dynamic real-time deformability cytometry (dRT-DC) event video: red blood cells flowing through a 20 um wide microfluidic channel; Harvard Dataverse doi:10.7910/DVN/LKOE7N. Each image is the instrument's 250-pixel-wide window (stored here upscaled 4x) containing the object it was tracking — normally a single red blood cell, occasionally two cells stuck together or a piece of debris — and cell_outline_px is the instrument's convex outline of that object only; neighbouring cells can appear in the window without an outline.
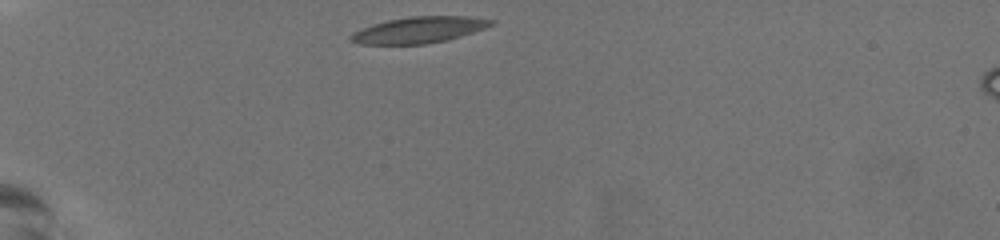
{"species": "common noctule bat (a hibernating species)", "species_latin": "Nyctalus noctula", "temperature_condition": "warm", "stored_images_in_passage": 32, "camera_frame_rate_fps": 3000, "um_per_image_px": 0.085, "animal": {"sex": "female", "body_mass_g": 19.5, "forearm_length_mm": 54.1}, "frame": {"image": 1, "passage_image": 1, "time_ms": 0.0, "image_size_px": [1000, 240], "cell_outline_px": [[496, 24], [448, 40], [424, 44], [360, 44], [348, 40], [348, 36], [352, 32], [388, 20], [412, 16], [468, 16], [496, 20]], "centroid_in_image_um": [35.63, 2.54], "position_along_channel_um": 49.4, "area_um2": 21.39}}
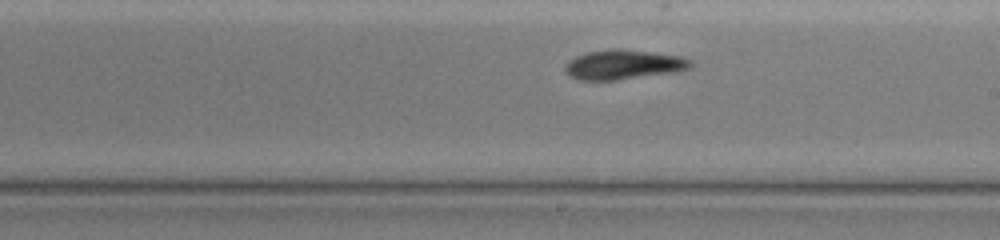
{"frame": {"image": 2, "passage_image": 19, "time_ms": 6.0, "image_size_px": [1000, 240], "cell_outline_px": [[692, 68], [676, 72], [616, 80], [580, 80], [572, 76], [564, 68], [568, 60], [576, 56], [588, 52], [608, 48], [620, 48], [680, 56], [692, 60]], "centroid_in_image_um": [53.02, 5.48], "position_along_channel_um": 236.0, "area_um2": 21.68}}
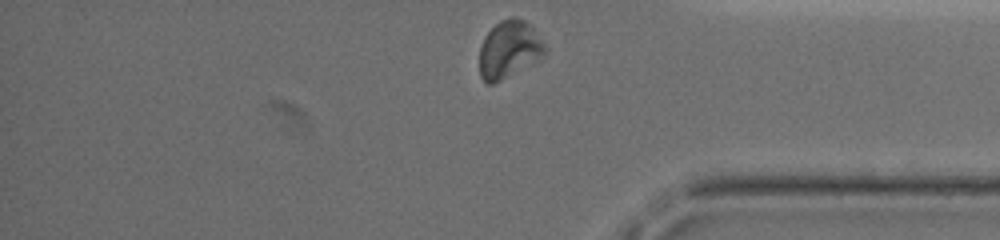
{"frame": {"image": 3, "passage_image": 32, "time_ms": 10.333, "image_size_px": [1000, 240], "cell_outline_px": [[548, 52], [500, 80], [492, 84], [488, 84], [480, 76], [480, 48], [484, 36], [500, 20], [512, 16], [516, 16], [524, 20], [532, 28], [548, 48]], "centroid_in_image_um": [43.25, 4.16], "position_along_channel_um": 391.9, "area_um2": 21.39}, "authors_computed_cell_mechanics": {"area_um2": 21.4149, "velocity_mm_per_s": 3.7666, "shape_relaxation_time_tau1_ms": 5.0588, "shape_relaxation_time_tau2_ms": 5.9754, "deformation_change_tau1": 0.1667, "deformation_change_tau2": 0.1213}}